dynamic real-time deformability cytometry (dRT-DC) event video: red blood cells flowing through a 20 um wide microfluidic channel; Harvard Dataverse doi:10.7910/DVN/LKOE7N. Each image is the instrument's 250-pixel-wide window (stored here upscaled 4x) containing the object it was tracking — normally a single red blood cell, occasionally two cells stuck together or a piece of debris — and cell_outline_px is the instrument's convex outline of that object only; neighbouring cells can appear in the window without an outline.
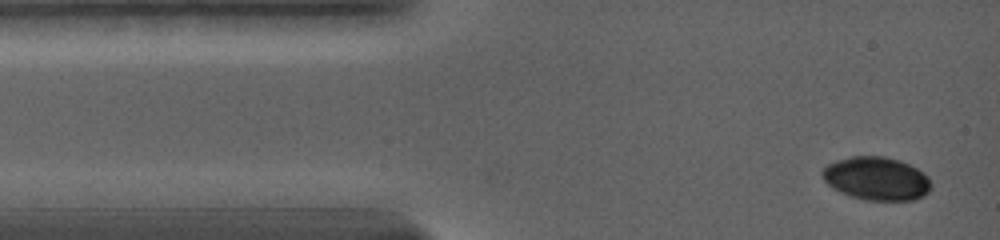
{"species": "common noctule bat (a hibernating species)", "species_latin": "Nyctalus noctula", "temperature_condition": "warm", "stored_images_in_passage": 17, "camera_frame_rate_fps": 5000, "um_per_image_px": 0.085, "animal": {"sex": "female", "body_mass_g": 19.0, "forearm_length_mm": 56.7}, "frame": {"image": 1, "passage_image": 1, "time_ms": 0.0, "image_size_px": [1000, 240], "cell_outline_px": [[932, 188], [924, 196], [912, 200], [864, 200], [848, 196], [832, 188], [824, 180], [820, 172], [828, 164], [836, 160], [852, 156], [884, 156], [900, 160], [916, 168], [928, 176], [932, 184]], "centroid_in_image_um": [74.5, 15.18], "position_along_channel_um": 10.5, "area_um2": 27.69}}
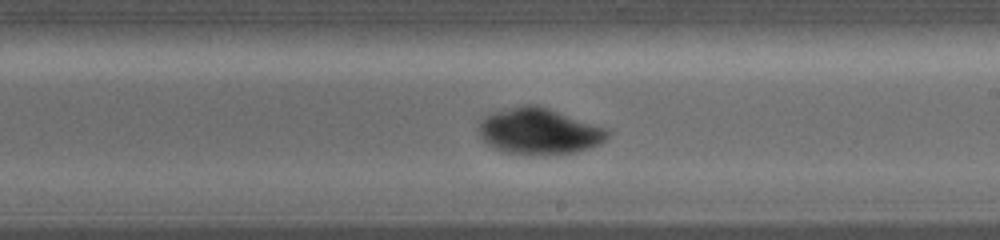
{"frame": {"image": 2, "passage_image": 11, "time_ms": 8.0, "image_size_px": [1000, 240], "cell_outline_px": [[612, 132], [600, 144], [576, 152], [544, 156], [532, 156], [504, 152], [492, 148], [480, 136], [480, 120], [488, 112], [524, 104], [536, 104], [548, 108], [604, 128]], "centroid_in_image_um": [45.77, 11.17], "position_along_channel_um": 243.2, "area_um2": 34.97}}
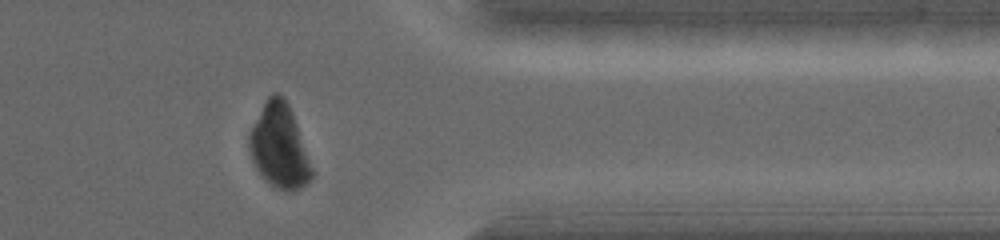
{"frame": {"image": 3, "passage_image": 17, "time_ms": 12.2, "image_size_px": [1000, 240], "cell_outline_px": [[316, 172], [300, 188], [280, 188], [272, 184], [260, 176], [252, 160], [248, 148], [248, 132], [268, 96], [272, 92], [276, 92], [284, 96], [292, 112]], "centroid_in_image_um": [23.74, 12.38], "position_along_channel_um": 387.7, "area_um2": 30.58}}